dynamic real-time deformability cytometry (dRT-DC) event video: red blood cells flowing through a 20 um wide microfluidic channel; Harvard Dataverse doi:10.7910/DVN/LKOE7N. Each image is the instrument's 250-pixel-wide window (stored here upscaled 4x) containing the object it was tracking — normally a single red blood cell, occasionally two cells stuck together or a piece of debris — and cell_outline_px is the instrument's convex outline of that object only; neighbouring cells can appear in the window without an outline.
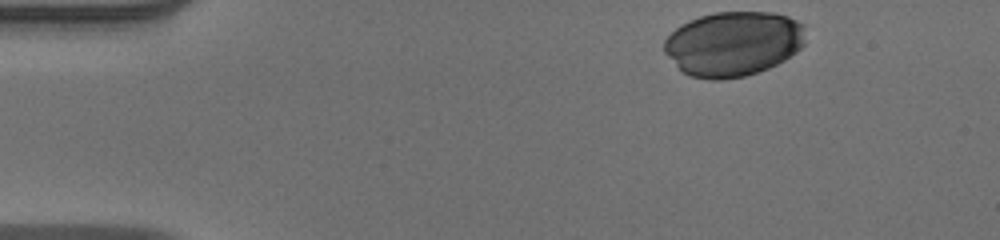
{"species": "human", "species_latin": "Homo sapiens", "temperature_condition": "warm", "stored_images_in_passage": 37, "camera_frame_rate_fps": 3000, "um_per_image_px": 0.085, "donor": {"sex": "male"}, "frame": {"image": 1, "passage_image": 1, "time_ms": 0.0, "image_size_px": [1000, 240], "cell_outline_px": [[804, 44], [796, 52], [784, 60], [768, 68], [744, 76], [720, 80], [708, 80], [692, 76], [684, 72], [664, 52], [664, 40], [680, 24], [688, 20], [700, 16], [716, 12], [772, 12], [788, 16], [804, 24]], "centroid_in_image_um": [62.34, 3.7], "position_along_channel_um": 22.7, "area_um2": 53.29}}
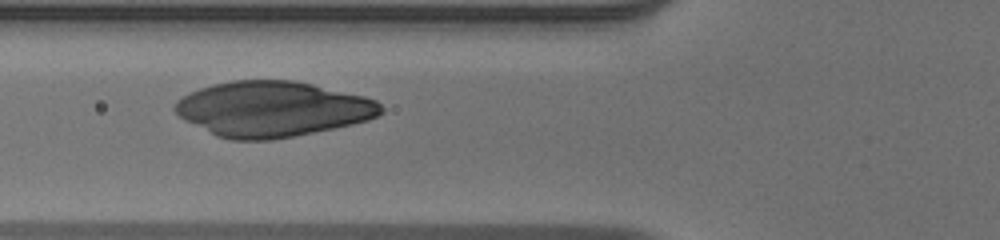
{"frame": {"image": 2, "passage_image": 14, "time_ms": 4.333, "image_size_px": [1000, 240], "cell_outline_px": [[384, 112], [368, 120], [352, 124], [272, 140], [232, 140], [216, 136], [184, 120], [172, 108], [176, 100], [188, 92], [212, 84], [232, 80], [296, 80], [364, 96], [376, 100], [384, 108]], "centroid_in_image_um": [23.12, 9.25], "position_along_channel_um": 102.7, "area_um2": 66.53}}
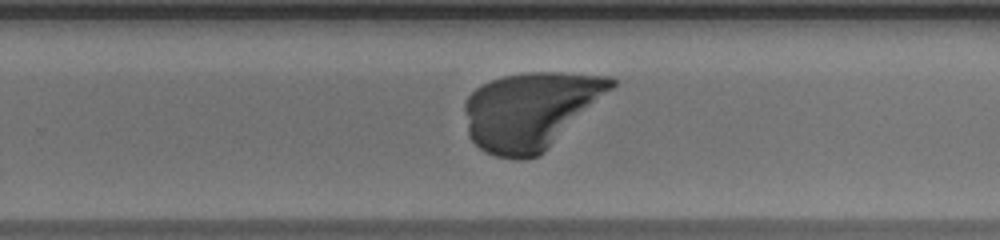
{"frame": {"image": 3, "passage_image": 28, "time_ms": 9.0, "image_size_px": [1000, 240], "cell_outline_px": [[616, 84], [612, 88], [544, 152], [536, 156], [524, 160], [516, 160], [496, 156], [480, 148], [468, 136], [464, 112], [464, 104], [468, 96], [476, 88], [492, 80], [504, 76], [524, 72], [564, 72], [612, 76], [616, 80]], "centroid_in_image_um": [45.06, 9.38], "position_along_channel_um": 284.7, "area_um2": 65.49}}